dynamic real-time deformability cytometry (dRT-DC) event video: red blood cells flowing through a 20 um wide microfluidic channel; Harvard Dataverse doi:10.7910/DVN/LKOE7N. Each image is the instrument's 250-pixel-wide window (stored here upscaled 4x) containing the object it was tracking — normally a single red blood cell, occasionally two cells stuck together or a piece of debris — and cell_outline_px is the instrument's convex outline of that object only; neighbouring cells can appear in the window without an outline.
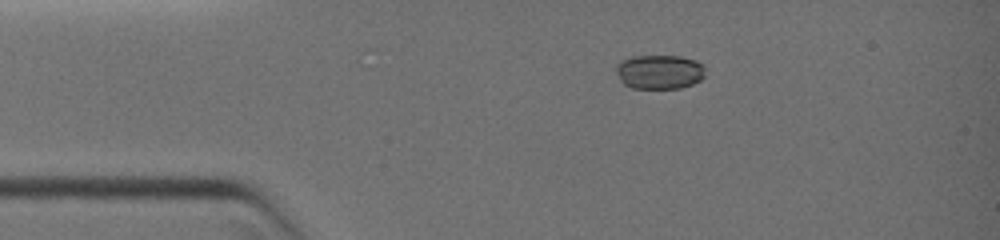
{"species": "common noctule bat (a hibernating species)", "species_latin": "Nyctalus noctula", "temperature_condition": "warm", "stored_images_in_passage": 10, "camera_frame_rate_fps": 3000, "um_per_image_px": 0.085, "animal": {"sex": "female", "body_mass_g": 19.0, "forearm_length_mm": 51.5}, "frame": {"image": 1, "passage_image": 4, "time_ms": 2.0, "image_size_px": [1000, 240], "cell_outline_px": [[704, 76], [700, 80], [692, 84], [680, 88], [632, 88], [624, 84], [620, 80], [616, 72], [616, 64], [620, 60], [632, 56], [680, 56], [696, 60], [704, 64]], "centroid_in_image_um": [56.04, 6.1], "position_along_channel_um": 29.0, "area_um2": 17.98}}
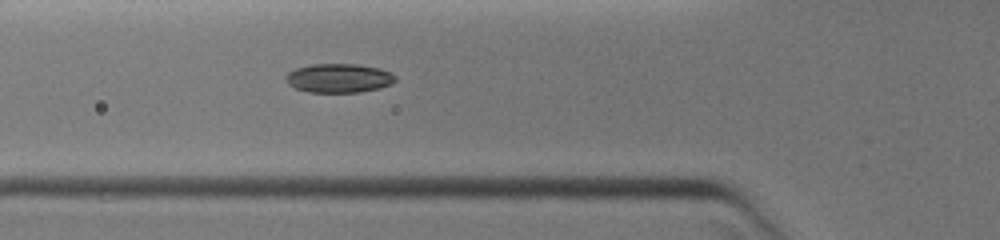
{"frame": {"image": 2, "passage_image": 7, "time_ms": 4.333, "image_size_px": [1000, 240], "cell_outline_px": [[396, 80], [392, 84], [380, 88], [360, 92], [308, 92], [292, 88], [288, 84], [284, 76], [288, 72], [296, 68], [312, 64], [356, 64], [380, 68], [392, 72], [396, 76]], "centroid_in_image_um": [28.8, 6.64], "position_along_channel_um": 97.0, "area_um2": 18.79}}
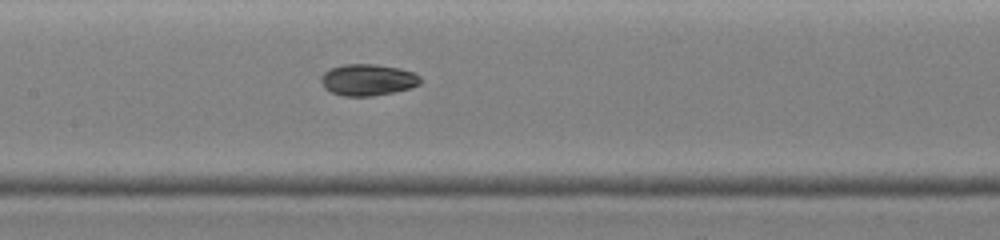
{"frame": {"image": 3, "passage_image": 10, "time_ms": 6.0, "image_size_px": [1000, 240], "cell_outline_px": [[424, 80], [420, 84], [396, 92], [372, 96], [344, 96], [332, 92], [324, 88], [320, 80], [320, 76], [328, 68], [344, 64], [376, 64], [400, 68], [416, 72]], "centroid_in_image_um": [31.28, 6.77], "position_along_channel_um": 176.1, "area_um2": 18.61}}